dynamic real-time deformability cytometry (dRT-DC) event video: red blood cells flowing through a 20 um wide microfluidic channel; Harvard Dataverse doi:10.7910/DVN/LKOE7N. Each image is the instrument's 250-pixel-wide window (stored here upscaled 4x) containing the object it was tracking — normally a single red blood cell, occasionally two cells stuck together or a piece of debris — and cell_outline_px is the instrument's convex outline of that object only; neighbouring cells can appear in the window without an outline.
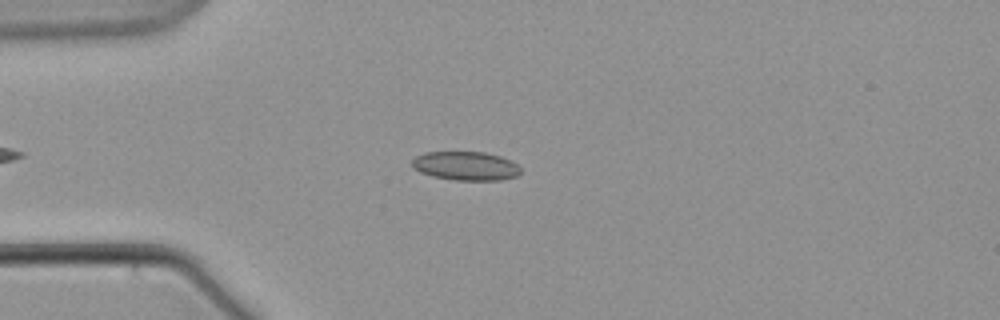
{"species": "common noctule bat (a hibernating species)", "species_latin": "Nyctalus noctula", "temperature_condition": "warm", "stored_images_in_passage": 50, "camera_frame_rate_fps": 3000, "um_per_image_px": 0.085, "animal": {"sex": "male", "body_mass_g": 21.5, "forearm_length_mm": 52.0}, "frame": {"image": 1, "passage_image": 10, "time_ms": 3.0, "image_size_px": [1000, 320], "cell_outline_px": [[520, 172], [516, 176], [500, 180], [456, 180], [432, 176], [420, 172], [412, 168], [412, 160], [416, 156], [424, 152], [484, 152], [500, 156], [516, 164], [520, 168]], "centroid_in_image_um": [39.55, 14.1], "position_along_channel_um": 45.5, "area_um2": 18.15}}
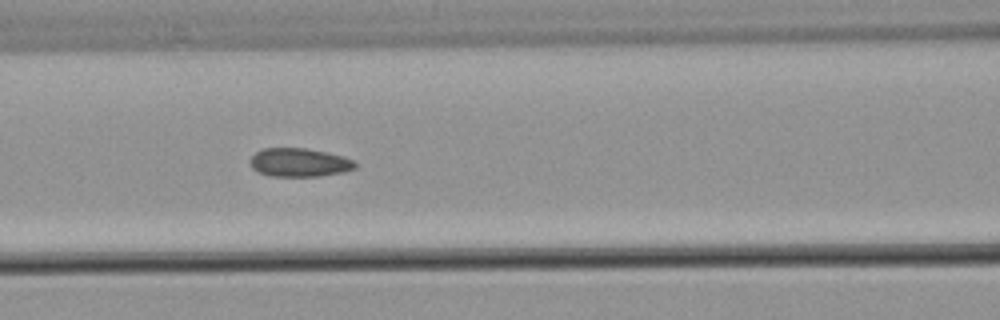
{"frame": {"image": 2, "passage_image": 20, "time_ms": 6.333, "image_size_px": [1000, 320], "cell_outline_px": [[356, 168], [340, 172], [320, 176], [268, 176], [256, 172], [248, 164], [252, 156], [260, 148], [308, 148], [328, 152], [344, 156], [352, 160], [356, 164]], "centroid_in_image_um": [25.38, 13.8], "position_along_channel_um": 141.2, "area_um2": 17.69}}
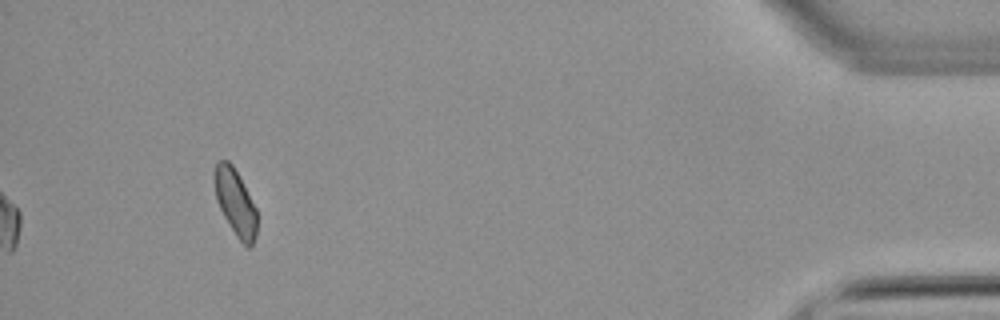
{"frame": {"image": 3, "passage_image": 50, "time_ms": 16.333, "image_size_px": [1000, 320], "cell_outline_px": [[256, 236], [252, 244], [248, 248], [236, 236], [224, 216], [216, 200], [212, 176], [216, 160], [228, 160], [232, 164], [256, 208]], "centroid_in_image_um": [19.96, 17.16], "position_along_channel_um": 415.2, "area_um2": 16.42}}